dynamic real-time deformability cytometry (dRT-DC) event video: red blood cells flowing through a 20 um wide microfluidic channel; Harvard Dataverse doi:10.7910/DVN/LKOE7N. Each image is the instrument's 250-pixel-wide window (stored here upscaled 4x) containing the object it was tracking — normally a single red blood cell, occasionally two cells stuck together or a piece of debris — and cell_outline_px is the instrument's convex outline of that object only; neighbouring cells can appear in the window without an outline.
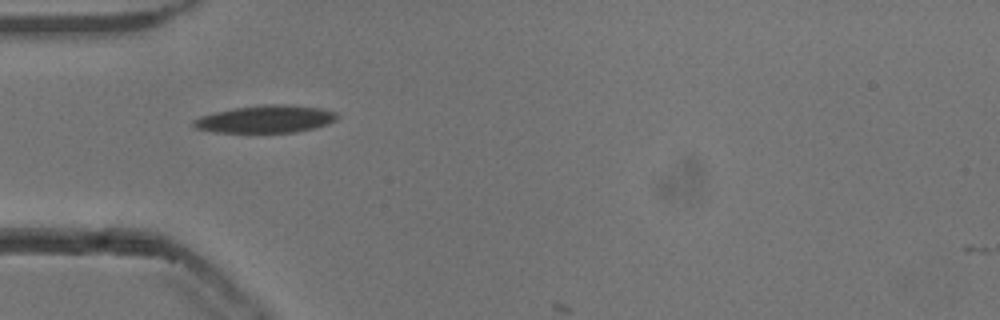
{"species": "common noctule bat (a hibernating species)", "species_latin": "Nyctalus noctula", "temperature_condition": "cold", "stored_images_in_passage": 3, "camera_frame_rate_fps": 3000, "um_per_image_px": 0.085, "animal": {"sex": "male", "body_mass_g": 13.3}, "frame": {"image": 1, "passage_image": 1, "time_ms": 0.0, "image_size_px": [1000, 320], "cell_outline_px": [[336, 120], [328, 124], [312, 128], [292, 132], [216, 132], [196, 128], [192, 124], [192, 120], [200, 116], [216, 112], [236, 108], [264, 104], [288, 104], [320, 108], [336, 112]], "centroid_in_image_um": [22.57, 10.11], "position_along_channel_um": 62.4, "area_um2": 22.72}}